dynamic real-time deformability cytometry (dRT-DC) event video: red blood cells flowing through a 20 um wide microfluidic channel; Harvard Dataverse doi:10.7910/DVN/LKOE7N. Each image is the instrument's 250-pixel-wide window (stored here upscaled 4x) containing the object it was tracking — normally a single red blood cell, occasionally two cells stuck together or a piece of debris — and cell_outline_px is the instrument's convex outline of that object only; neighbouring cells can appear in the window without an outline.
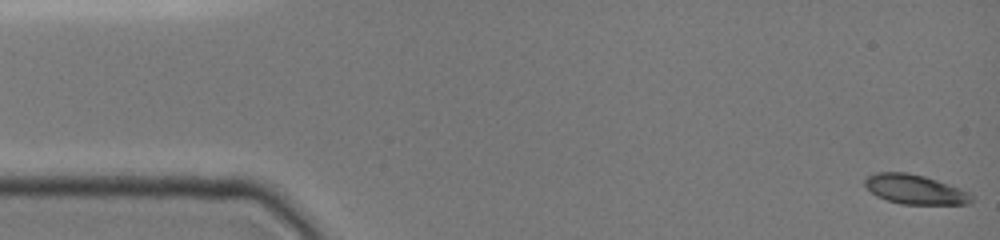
{"species": "common noctule bat (a hibernating species)", "species_latin": "Nyctalus noctula", "temperature_condition": "cold", "stored_images_in_passage": 17, "camera_frame_rate_fps": 3000, "um_per_image_px": 0.085, "animal": {"sex": "female", "body_mass_g": 19.0, "forearm_length_mm": 51.5}, "frame": {"image": 1, "passage_image": 1, "time_ms": 0.0, "image_size_px": [1000, 240], "cell_outline_px": [[972, 204], [900, 204], [876, 196], [864, 184], [864, 180], [868, 176], [876, 172], [908, 172], [924, 176], [960, 188], [968, 192], [972, 196]], "centroid_in_image_um": [77.77, 16.1], "position_along_channel_um": 7.2, "area_um2": 18.26}}
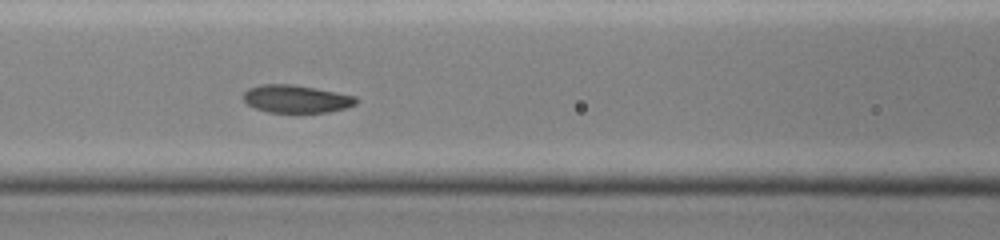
{"frame": {"image": 2, "passage_image": 13, "time_ms": 6.667, "image_size_px": [1000, 240], "cell_outline_px": [[360, 100], [356, 104], [348, 108], [328, 112], [268, 112], [256, 108], [248, 104], [240, 96], [248, 88], [260, 84], [292, 84], [336, 92], [356, 96]], "centroid_in_image_um": [25.19, 8.4], "position_along_channel_um": 141.4, "area_um2": 18.38}}
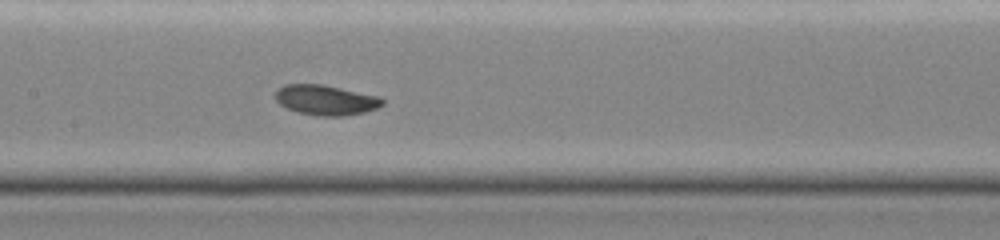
{"frame": {"image": 3, "passage_image": 15, "time_ms": 7.667, "image_size_px": [1000, 240], "cell_outline_px": [[384, 104], [380, 108], [364, 112], [344, 116], [320, 116], [296, 112], [280, 104], [276, 100], [276, 92], [284, 84], [324, 84], [380, 96], [384, 100]], "centroid_in_image_um": [27.75, 8.5], "position_along_channel_um": 179.7, "area_um2": 18.96}}